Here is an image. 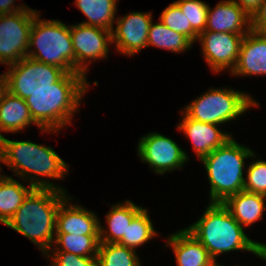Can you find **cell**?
<instances>
[{"instance_id": "1", "label": "cell", "mask_w": 266, "mask_h": 266, "mask_svg": "<svg viewBox=\"0 0 266 266\" xmlns=\"http://www.w3.org/2000/svg\"><path fill=\"white\" fill-rule=\"evenodd\" d=\"M88 83L81 73H65L49 89L34 91L25 101L36 126L50 133L71 125Z\"/></svg>"}, {"instance_id": "2", "label": "cell", "mask_w": 266, "mask_h": 266, "mask_svg": "<svg viewBox=\"0 0 266 266\" xmlns=\"http://www.w3.org/2000/svg\"><path fill=\"white\" fill-rule=\"evenodd\" d=\"M185 229L207 249L215 263L217 256L236 250L252 252L266 261V243L249 239L223 203L210 202L199 220Z\"/></svg>"}, {"instance_id": "3", "label": "cell", "mask_w": 266, "mask_h": 266, "mask_svg": "<svg viewBox=\"0 0 266 266\" xmlns=\"http://www.w3.org/2000/svg\"><path fill=\"white\" fill-rule=\"evenodd\" d=\"M66 197V191L34 188L5 225L31 240L47 257L53 248L59 205Z\"/></svg>"}, {"instance_id": "4", "label": "cell", "mask_w": 266, "mask_h": 266, "mask_svg": "<svg viewBox=\"0 0 266 266\" xmlns=\"http://www.w3.org/2000/svg\"><path fill=\"white\" fill-rule=\"evenodd\" d=\"M0 150L2 163L6 164L16 176L23 179L28 177L29 185L34 188H52L66 191V189L64 190V188L56 186L50 181L40 180L37 177L62 179L69 171L67 163L51 147L42 146L28 140L13 141L3 136L0 139ZM29 175L32 176L29 178Z\"/></svg>"}, {"instance_id": "5", "label": "cell", "mask_w": 266, "mask_h": 266, "mask_svg": "<svg viewBox=\"0 0 266 266\" xmlns=\"http://www.w3.org/2000/svg\"><path fill=\"white\" fill-rule=\"evenodd\" d=\"M255 156L253 150L230 138L201 159L210 183V202L223 203L244 189V160Z\"/></svg>"}, {"instance_id": "6", "label": "cell", "mask_w": 266, "mask_h": 266, "mask_svg": "<svg viewBox=\"0 0 266 266\" xmlns=\"http://www.w3.org/2000/svg\"><path fill=\"white\" fill-rule=\"evenodd\" d=\"M34 18L30 31L27 57L75 73V53L70 26L59 20ZM32 47H36L32 51Z\"/></svg>"}, {"instance_id": "7", "label": "cell", "mask_w": 266, "mask_h": 266, "mask_svg": "<svg viewBox=\"0 0 266 266\" xmlns=\"http://www.w3.org/2000/svg\"><path fill=\"white\" fill-rule=\"evenodd\" d=\"M259 104L244 92L230 88L209 89L203 95L186 105L183 112L191 119L221 125L243 114L250 107Z\"/></svg>"}, {"instance_id": "8", "label": "cell", "mask_w": 266, "mask_h": 266, "mask_svg": "<svg viewBox=\"0 0 266 266\" xmlns=\"http://www.w3.org/2000/svg\"><path fill=\"white\" fill-rule=\"evenodd\" d=\"M7 67L8 91L24 100L34 91L49 89L66 73L59 67L29 57Z\"/></svg>"}, {"instance_id": "9", "label": "cell", "mask_w": 266, "mask_h": 266, "mask_svg": "<svg viewBox=\"0 0 266 266\" xmlns=\"http://www.w3.org/2000/svg\"><path fill=\"white\" fill-rule=\"evenodd\" d=\"M38 11L27 8L0 14V64L11 65L27 57L30 31Z\"/></svg>"}, {"instance_id": "10", "label": "cell", "mask_w": 266, "mask_h": 266, "mask_svg": "<svg viewBox=\"0 0 266 266\" xmlns=\"http://www.w3.org/2000/svg\"><path fill=\"white\" fill-rule=\"evenodd\" d=\"M137 149L142 162L149 164L156 174L180 169L189 159L175 141L158 132L143 136Z\"/></svg>"}, {"instance_id": "11", "label": "cell", "mask_w": 266, "mask_h": 266, "mask_svg": "<svg viewBox=\"0 0 266 266\" xmlns=\"http://www.w3.org/2000/svg\"><path fill=\"white\" fill-rule=\"evenodd\" d=\"M70 33L75 53V73L87 77L89 62L108 56V45H112L111 31L79 23L70 26Z\"/></svg>"}, {"instance_id": "12", "label": "cell", "mask_w": 266, "mask_h": 266, "mask_svg": "<svg viewBox=\"0 0 266 266\" xmlns=\"http://www.w3.org/2000/svg\"><path fill=\"white\" fill-rule=\"evenodd\" d=\"M245 34L204 31L198 36L202 54L213 72L234 69Z\"/></svg>"}, {"instance_id": "13", "label": "cell", "mask_w": 266, "mask_h": 266, "mask_svg": "<svg viewBox=\"0 0 266 266\" xmlns=\"http://www.w3.org/2000/svg\"><path fill=\"white\" fill-rule=\"evenodd\" d=\"M116 29L111 31L112 44L116 43L119 53L134 56L147 47L149 27L152 23L151 13L130 12L117 18Z\"/></svg>"}, {"instance_id": "14", "label": "cell", "mask_w": 266, "mask_h": 266, "mask_svg": "<svg viewBox=\"0 0 266 266\" xmlns=\"http://www.w3.org/2000/svg\"><path fill=\"white\" fill-rule=\"evenodd\" d=\"M251 17L234 1H220L214 9L208 7L205 31L247 34Z\"/></svg>"}, {"instance_id": "15", "label": "cell", "mask_w": 266, "mask_h": 266, "mask_svg": "<svg viewBox=\"0 0 266 266\" xmlns=\"http://www.w3.org/2000/svg\"><path fill=\"white\" fill-rule=\"evenodd\" d=\"M182 113L184 117L177 128L191 140L200 160L224 145L233 135V133L222 132L218 129V125L199 122L189 118L184 112Z\"/></svg>"}, {"instance_id": "16", "label": "cell", "mask_w": 266, "mask_h": 266, "mask_svg": "<svg viewBox=\"0 0 266 266\" xmlns=\"http://www.w3.org/2000/svg\"><path fill=\"white\" fill-rule=\"evenodd\" d=\"M70 199L67 196L59 205L55 233L99 235L101 223L96 213L80 205L69 204Z\"/></svg>"}, {"instance_id": "17", "label": "cell", "mask_w": 266, "mask_h": 266, "mask_svg": "<svg viewBox=\"0 0 266 266\" xmlns=\"http://www.w3.org/2000/svg\"><path fill=\"white\" fill-rule=\"evenodd\" d=\"M231 73L235 76L266 75V34L250 30L244 35Z\"/></svg>"}, {"instance_id": "18", "label": "cell", "mask_w": 266, "mask_h": 266, "mask_svg": "<svg viewBox=\"0 0 266 266\" xmlns=\"http://www.w3.org/2000/svg\"><path fill=\"white\" fill-rule=\"evenodd\" d=\"M167 245L172 246L178 266H215L207 249L186 229L174 232L168 237Z\"/></svg>"}, {"instance_id": "19", "label": "cell", "mask_w": 266, "mask_h": 266, "mask_svg": "<svg viewBox=\"0 0 266 266\" xmlns=\"http://www.w3.org/2000/svg\"><path fill=\"white\" fill-rule=\"evenodd\" d=\"M265 199L264 195L242 190L229 196L223 204L242 227H248L263 217Z\"/></svg>"}, {"instance_id": "20", "label": "cell", "mask_w": 266, "mask_h": 266, "mask_svg": "<svg viewBox=\"0 0 266 266\" xmlns=\"http://www.w3.org/2000/svg\"><path fill=\"white\" fill-rule=\"evenodd\" d=\"M142 209V207L135 205L130 200L112 205V209L106 214V223L108 224L107 230L109 231H105V229L99 225L100 243H118L123 236H126L128 226Z\"/></svg>"}, {"instance_id": "21", "label": "cell", "mask_w": 266, "mask_h": 266, "mask_svg": "<svg viewBox=\"0 0 266 266\" xmlns=\"http://www.w3.org/2000/svg\"><path fill=\"white\" fill-rule=\"evenodd\" d=\"M32 123L36 124L26 101L8 91L0 102V139L3 137L1 132L22 131Z\"/></svg>"}, {"instance_id": "22", "label": "cell", "mask_w": 266, "mask_h": 266, "mask_svg": "<svg viewBox=\"0 0 266 266\" xmlns=\"http://www.w3.org/2000/svg\"><path fill=\"white\" fill-rule=\"evenodd\" d=\"M34 189L27 188L12 177L3 175L0 178V222L4 225L23 203L27 195Z\"/></svg>"}, {"instance_id": "23", "label": "cell", "mask_w": 266, "mask_h": 266, "mask_svg": "<svg viewBox=\"0 0 266 266\" xmlns=\"http://www.w3.org/2000/svg\"><path fill=\"white\" fill-rule=\"evenodd\" d=\"M117 0H75V5L89 19L82 24L112 31Z\"/></svg>"}, {"instance_id": "24", "label": "cell", "mask_w": 266, "mask_h": 266, "mask_svg": "<svg viewBox=\"0 0 266 266\" xmlns=\"http://www.w3.org/2000/svg\"><path fill=\"white\" fill-rule=\"evenodd\" d=\"M99 235L55 233L54 252H69L77 256L97 257Z\"/></svg>"}, {"instance_id": "25", "label": "cell", "mask_w": 266, "mask_h": 266, "mask_svg": "<svg viewBox=\"0 0 266 266\" xmlns=\"http://www.w3.org/2000/svg\"><path fill=\"white\" fill-rule=\"evenodd\" d=\"M149 45L182 53L190 49L193 43L186 36L171 30L159 21L156 24L152 22L149 27L147 47Z\"/></svg>"}, {"instance_id": "26", "label": "cell", "mask_w": 266, "mask_h": 266, "mask_svg": "<svg viewBox=\"0 0 266 266\" xmlns=\"http://www.w3.org/2000/svg\"><path fill=\"white\" fill-rule=\"evenodd\" d=\"M132 249L118 243H99L97 253V266H141Z\"/></svg>"}, {"instance_id": "27", "label": "cell", "mask_w": 266, "mask_h": 266, "mask_svg": "<svg viewBox=\"0 0 266 266\" xmlns=\"http://www.w3.org/2000/svg\"><path fill=\"white\" fill-rule=\"evenodd\" d=\"M187 18V38L194 43L205 31L209 5L201 0L174 1Z\"/></svg>"}, {"instance_id": "28", "label": "cell", "mask_w": 266, "mask_h": 266, "mask_svg": "<svg viewBox=\"0 0 266 266\" xmlns=\"http://www.w3.org/2000/svg\"><path fill=\"white\" fill-rule=\"evenodd\" d=\"M156 235L157 232L150 220L149 213L143 208L133 218L126 230V236H123L118 244L135 249L147 243L150 239L152 240Z\"/></svg>"}, {"instance_id": "29", "label": "cell", "mask_w": 266, "mask_h": 266, "mask_svg": "<svg viewBox=\"0 0 266 266\" xmlns=\"http://www.w3.org/2000/svg\"><path fill=\"white\" fill-rule=\"evenodd\" d=\"M247 167L243 190L266 196V161L256 160Z\"/></svg>"}, {"instance_id": "30", "label": "cell", "mask_w": 266, "mask_h": 266, "mask_svg": "<svg viewBox=\"0 0 266 266\" xmlns=\"http://www.w3.org/2000/svg\"><path fill=\"white\" fill-rule=\"evenodd\" d=\"M159 18L168 28L187 37V18L175 2L167 6Z\"/></svg>"}, {"instance_id": "31", "label": "cell", "mask_w": 266, "mask_h": 266, "mask_svg": "<svg viewBox=\"0 0 266 266\" xmlns=\"http://www.w3.org/2000/svg\"><path fill=\"white\" fill-rule=\"evenodd\" d=\"M51 266H97V257L77 256L69 252H53Z\"/></svg>"}, {"instance_id": "32", "label": "cell", "mask_w": 266, "mask_h": 266, "mask_svg": "<svg viewBox=\"0 0 266 266\" xmlns=\"http://www.w3.org/2000/svg\"><path fill=\"white\" fill-rule=\"evenodd\" d=\"M251 30L266 34V0H263L259 9L251 17Z\"/></svg>"}, {"instance_id": "33", "label": "cell", "mask_w": 266, "mask_h": 266, "mask_svg": "<svg viewBox=\"0 0 266 266\" xmlns=\"http://www.w3.org/2000/svg\"><path fill=\"white\" fill-rule=\"evenodd\" d=\"M237 3L250 17L259 9L263 0H232Z\"/></svg>"}, {"instance_id": "34", "label": "cell", "mask_w": 266, "mask_h": 266, "mask_svg": "<svg viewBox=\"0 0 266 266\" xmlns=\"http://www.w3.org/2000/svg\"><path fill=\"white\" fill-rule=\"evenodd\" d=\"M16 0H0V14H13L22 10L27 9L28 7L22 4L18 5L16 8L13 5Z\"/></svg>"}, {"instance_id": "35", "label": "cell", "mask_w": 266, "mask_h": 266, "mask_svg": "<svg viewBox=\"0 0 266 266\" xmlns=\"http://www.w3.org/2000/svg\"><path fill=\"white\" fill-rule=\"evenodd\" d=\"M8 92V80L6 72L0 75V102Z\"/></svg>"}, {"instance_id": "36", "label": "cell", "mask_w": 266, "mask_h": 266, "mask_svg": "<svg viewBox=\"0 0 266 266\" xmlns=\"http://www.w3.org/2000/svg\"><path fill=\"white\" fill-rule=\"evenodd\" d=\"M0 162H2V153H1V150H0ZM0 172H1V166H0ZM3 175L0 174V178L2 177Z\"/></svg>"}]
</instances>
